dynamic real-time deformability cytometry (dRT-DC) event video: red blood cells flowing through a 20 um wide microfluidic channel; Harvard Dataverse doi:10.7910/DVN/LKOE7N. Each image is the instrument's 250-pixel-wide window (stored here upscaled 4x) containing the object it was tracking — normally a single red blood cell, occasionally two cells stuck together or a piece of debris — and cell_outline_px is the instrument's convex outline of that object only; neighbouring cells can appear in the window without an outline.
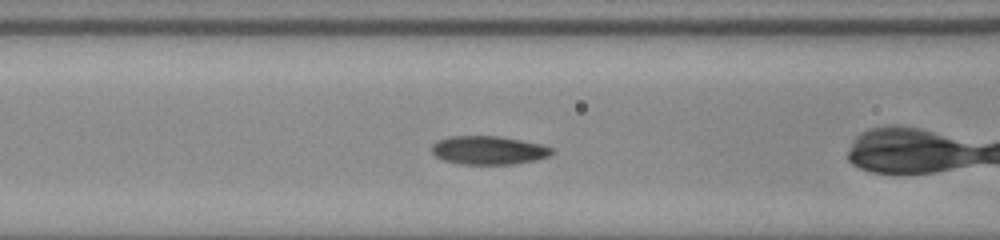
{"species": "common noctule bat (a hibernating species)", "species_latin": "Nyctalus noctula", "temperature_condition": "room temperature", "stored_images_in_passage": 35, "camera_frame_rate_fps": 3000, "um_per_image_px": 0.085, "animal": {"sex": "male", "body_mass_g": 20.0, "forearm_length_mm": 53.3}, "frame": {"image": 1, "passage_image": 5, "time_ms": 1.333, "image_size_px": [1000, 240], "cell_outline_px": [[552, 152], [548, 156], [536, 160], [516, 164], [460, 164], [444, 160], [436, 156], [432, 152], [432, 144], [436, 140], [448, 136], [500, 136], [544, 144], [552, 148]], "centroid_in_image_um": [41.52, 12.76], "position_along_channel_um": 125.1, "area_um2": 20.11}}
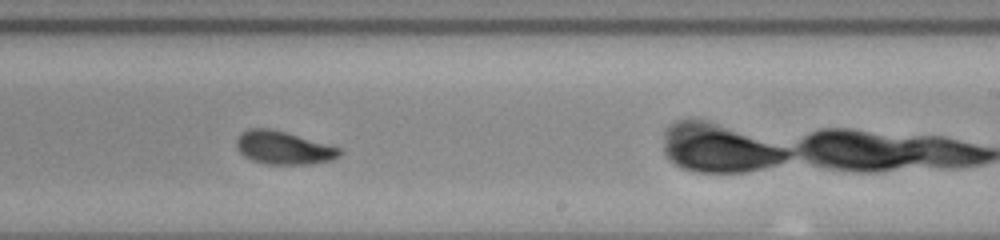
{"frame": {"image": 2, "passage_image": 16, "time_ms": 5.0, "image_size_px": [1000, 240], "cell_outline_px": [[340, 156], [332, 160], [308, 164], [264, 164], [252, 160], [244, 156], [236, 148], [236, 140], [240, 132], [248, 128], [268, 128], [284, 132], [340, 148]], "centroid_in_image_um": [24.03, 12.56], "position_along_channel_um": 265.0, "area_um2": 19.71}}
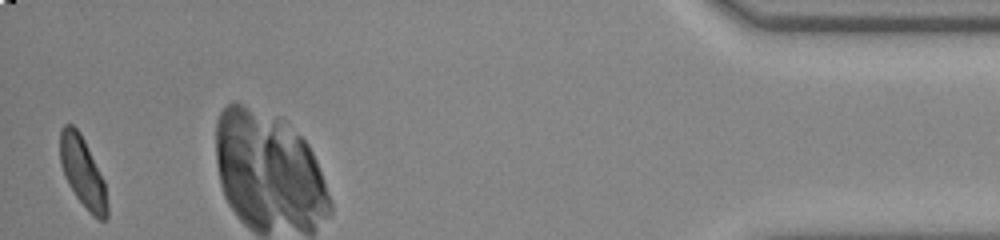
{"frame": {"image": 3, "passage_image": 35, "time_ms": 11.333, "image_size_px": [1000, 240], "cell_outline_px": [[108, 216], [104, 220], [100, 220], [92, 216], [76, 196], [68, 184], [64, 176], [60, 164], [60, 128], [64, 124], [72, 124], [80, 132], [104, 180], [108, 204]], "centroid_in_image_um": [7.02, 14.65], "position_along_channel_um": 428.2, "area_um2": 19.36}, "authors_computed_cell_mechanics": {"area_um2": 19.8832, "velocity_mm_per_s": 3.8225, "shape_relaxation_time_tau1_ms": 2.4654, "shape_relaxation_time_tau2_ms": 1.1574, "deformation_change_tau1": 0.1006, "deformation_change_tau2": 0.0463}}